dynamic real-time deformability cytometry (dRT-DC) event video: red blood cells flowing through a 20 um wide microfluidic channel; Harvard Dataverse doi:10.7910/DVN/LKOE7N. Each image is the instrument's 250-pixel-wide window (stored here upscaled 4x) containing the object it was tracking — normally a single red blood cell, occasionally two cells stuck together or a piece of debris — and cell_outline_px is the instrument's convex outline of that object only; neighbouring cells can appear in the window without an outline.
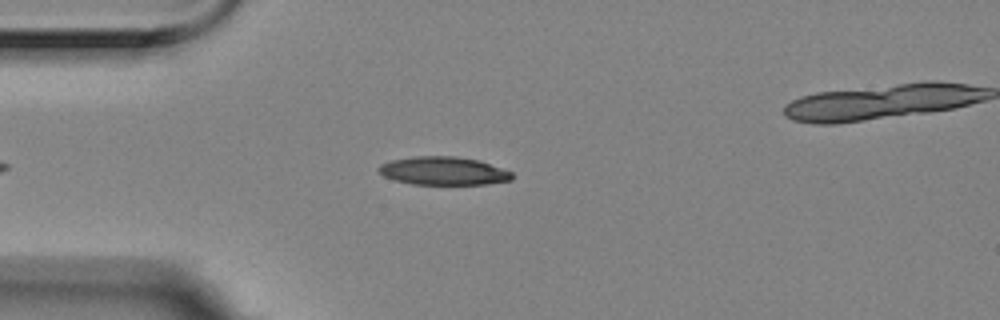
{"species": "Egyptian fruit bat (a non-hibernating species)", "species_latin": "Rousettus aegyptiacus", "temperature_condition": "room temperature", "stored_images_in_passage": 12, "camera_frame_rate_fps": 3000, "um_per_image_px": 0.085, "animal": {"sex": "female"}, "frame": {"image": 1, "passage_image": 1, "time_ms": 0.0, "image_size_px": [1000, 320], "cell_outline_px": [[512, 180], [484, 184], [412, 184], [396, 180], [384, 176], [376, 168], [380, 164], [392, 160], [412, 156], [456, 156], [480, 160], [512, 172]], "centroid_in_image_um": [37.68, 14.51], "position_along_channel_um": 47.3, "area_um2": 21.91}}
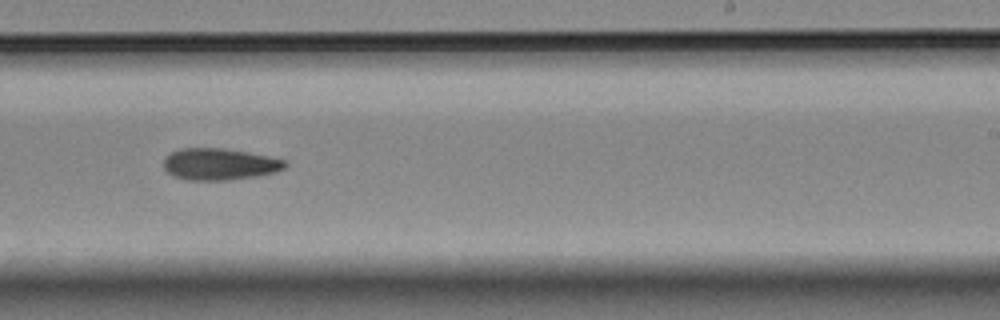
{"frame": {"image": 2, "passage_image": 7, "time_ms": 2.0, "image_size_px": [1000, 320], "cell_outline_px": [[288, 164], [284, 168], [276, 172], [260, 176], [228, 180], [188, 180], [172, 176], [164, 168], [164, 156], [180, 148], [220, 148], [268, 156], [284, 160]], "centroid_in_image_um": [18.64, 13.96], "position_along_channel_um": 270.4, "area_um2": 22.43}}
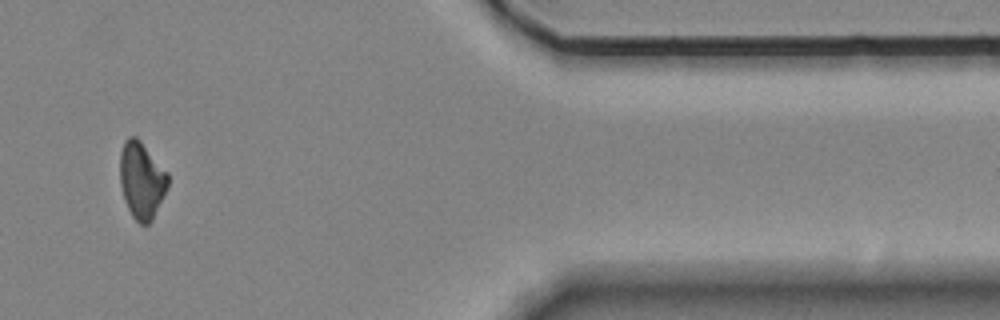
{"frame": {"image": 3, "passage_image": 10, "time_ms": 3.0, "image_size_px": [1000, 320], "cell_outline_px": [[168, 188], [152, 220], [148, 224], [140, 224], [132, 216], [124, 200], [120, 184], [120, 152], [124, 140], [128, 136], [136, 136], [140, 140], [168, 172]], "centroid_in_image_um": [12.04, 15.3], "position_along_channel_um": 399.4, "area_um2": 21.62}}